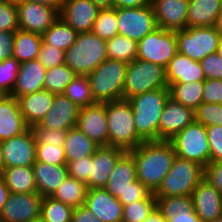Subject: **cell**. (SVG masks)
<instances>
[{"mask_svg":"<svg viewBox=\"0 0 222 222\" xmlns=\"http://www.w3.org/2000/svg\"><path fill=\"white\" fill-rule=\"evenodd\" d=\"M128 152L134 158L137 179L155 193L176 158L173 144L166 140L144 141Z\"/></svg>","mask_w":222,"mask_h":222,"instance_id":"cell-1","label":"cell"},{"mask_svg":"<svg viewBox=\"0 0 222 222\" xmlns=\"http://www.w3.org/2000/svg\"><path fill=\"white\" fill-rule=\"evenodd\" d=\"M169 88L155 89L128 99L132 106L137 134L144 141H158V126Z\"/></svg>","mask_w":222,"mask_h":222,"instance_id":"cell-2","label":"cell"},{"mask_svg":"<svg viewBox=\"0 0 222 222\" xmlns=\"http://www.w3.org/2000/svg\"><path fill=\"white\" fill-rule=\"evenodd\" d=\"M109 146L130 151L144 140L137 134L133 111L126 99L105 102Z\"/></svg>","mask_w":222,"mask_h":222,"instance_id":"cell-3","label":"cell"},{"mask_svg":"<svg viewBox=\"0 0 222 222\" xmlns=\"http://www.w3.org/2000/svg\"><path fill=\"white\" fill-rule=\"evenodd\" d=\"M107 58V41L93 32L78 33L75 43L65 51V64L80 76H87Z\"/></svg>","mask_w":222,"mask_h":222,"instance_id":"cell-4","label":"cell"},{"mask_svg":"<svg viewBox=\"0 0 222 222\" xmlns=\"http://www.w3.org/2000/svg\"><path fill=\"white\" fill-rule=\"evenodd\" d=\"M127 64L124 61L107 58L87 75L95 102L123 99Z\"/></svg>","mask_w":222,"mask_h":222,"instance_id":"cell-5","label":"cell"},{"mask_svg":"<svg viewBox=\"0 0 222 222\" xmlns=\"http://www.w3.org/2000/svg\"><path fill=\"white\" fill-rule=\"evenodd\" d=\"M203 177L204 167L176 156L154 196H191Z\"/></svg>","mask_w":222,"mask_h":222,"instance_id":"cell-6","label":"cell"},{"mask_svg":"<svg viewBox=\"0 0 222 222\" xmlns=\"http://www.w3.org/2000/svg\"><path fill=\"white\" fill-rule=\"evenodd\" d=\"M162 88H168V85L165 68L161 65L138 58L127 64L123 99Z\"/></svg>","mask_w":222,"mask_h":222,"instance_id":"cell-7","label":"cell"},{"mask_svg":"<svg viewBox=\"0 0 222 222\" xmlns=\"http://www.w3.org/2000/svg\"><path fill=\"white\" fill-rule=\"evenodd\" d=\"M221 37L216 26L186 27L176 31L178 52L201 61L217 52Z\"/></svg>","mask_w":222,"mask_h":222,"instance_id":"cell-8","label":"cell"},{"mask_svg":"<svg viewBox=\"0 0 222 222\" xmlns=\"http://www.w3.org/2000/svg\"><path fill=\"white\" fill-rule=\"evenodd\" d=\"M178 157L205 167L210 162L206 127L194 121L169 140Z\"/></svg>","mask_w":222,"mask_h":222,"instance_id":"cell-9","label":"cell"},{"mask_svg":"<svg viewBox=\"0 0 222 222\" xmlns=\"http://www.w3.org/2000/svg\"><path fill=\"white\" fill-rule=\"evenodd\" d=\"M177 52L176 31L156 28L138 42L137 58L166 68Z\"/></svg>","mask_w":222,"mask_h":222,"instance_id":"cell-10","label":"cell"},{"mask_svg":"<svg viewBox=\"0 0 222 222\" xmlns=\"http://www.w3.org/2000/svg\"><path fill=\"white\" fill-rule=\"evenodd\" d=\"M118 35L139 42L158 28L152 4L138 8H116Z\"/></svg>","mask_w":222,"mask_h":222,"instance_id":"cell-11","label":"cell"},{"mask_svg":"<svg viewBox=\"0 0 222 222\" xmlns=\"http://www.w3.org/2000/svg\"><path fill=\"white\" fill-rule=\"evenodd\" d=\"M19 29L42 35L58 18L60 8L49 7L30 0L16 4Z\"/></svg>","mask_w":222,"mask_h":222,"instance_id":"cell-12","label":"cell"},{"mask_svg":"<svg viewBox=\"0 0 222 222\" xmlns=\"http://www.w3.org/2000/svg\"><path fill=\"white\" fill-rule=\"evenodd\" d=\"M42 196L37 192L10 193L2 212V222H33L41 217Z\"/></svg>","mask_w":222,"mask_h":222,"instance_id":"cell-13","label":"cell"},{"mask_svg":"<svg viewBox=\"0 0 222 222\" xmlns=\"http://www.w3.org/2000/svg\"><path fill=\"white\" fill-rule=\"evenodd\" d=\"M1 143L6 167L33 166L36 161V140L31 128Z\"/></svg>","mask_w":222,"mask_h":222,"instance_id":"cell-14","label":"cell"},{"mask_svg":"<svg viewBox=\"0 0 222 222\" xmlns=\"http://www.w3.org/2000/svg\"><path fill=\"white\" fill-rule=\"evenodd\" d=\"M107 126L105 102L80 108L76 127L99 146H109Z\"/></svg>","mask_w":222,"mask_h":222,"instance_id":"cell-15","label":"cell"},{"mask_svg":"<svg viewBox=\"0 0 222 222\" xmlns=\"http://www.w3.org/2000/svg\"><path fill=\"white\" fill-rule=\"evenodd\" d=\"M195 121V111L168 98L158 126V141H169L187 125Z\"/></svg>","mask_w":222,"mask_h":222,"instance_id":"cell-16","label":"cell"},{"mask_svg":"<svg viewBox=\"0 0 222 222\" xmlns=\"http://www.w3.org/2000/svg\"><path fill=\"white\" fill-rule=\"evenodd\" d=\"M99 9L92 0H63L59 16L77 33L92 32Z\"/></svg>","mask_w":222,"mask_h":222,"instance_id":"cell-17","label":"cell"},{"mask_svg":"<svg viewBox=\"0 0 222 222\" xmlns=\"http://www.w3.org/2000/svg\"><path fill=\"white\" fill-rule=\"evenodd\" d=\"M195 213L202 222H214L222 217V195L203 179L192 192Z\"/></svg>","mask_w":222,"mask_h":222,"instance_id":"cell-18","label":"cell"},{"mask_svg":"<svg viewBox=\"0 0 222 222\" xmlns=\"http://www.w3.org/2000/svg\"><path fill=\"white\" fill-rule=\"evenodd\" d=\"M80 108L64 94H55L52 106L38 124L49 129L69 130L76 127Z\"/></svg>","mask_w":222,"mask_h":222,"instance_id":"cell-19","label":"cell"},{"mask_svg":"<svg viewBox=\"0 0 222 222\" xmlns=\"http://www.w3.org/2000/svg\"><path fill=\"white\" fill-rule=\"evenodd\" d=\"M189 0H152L158 28L178 31L187 27Z\"/></svg>","mask_w":222,"mask_h":222,"instance_id":"cell-20","label":"cell"},{"mask_svg":"<svg viewBox=\"0 0 222 222\" xmlns=\"http://www.w3.org/2000/svg\"><path fill=\"white\" fill-rule=\"evenodd\" d=\"M84 205L102 222H122L123 205L105 188L88 189Z\"/></svg>","mask_w":222,"mask_h":222,"instance_id":"cell-21","label":"cell"},{"mask_svg":"<svg viewBox=\"0 0 222 222\" xmlns=\"http://www.w3.org/2000/svg\"><path fill=\"white\" fill-rule=\"evenodd\" d=\"M125 152V150L114 146H99L93 154L91 177L86 184L87 188H105L111 171Z\"/></svg>","mask_w":222,"mask_h":222,"instance_id":"cell-22","label":"cell"},{"mask_svg":"<svg viewBox=\"0 0 222 222\" xmlns=\"http://www.w3.org/2000/svg\"><path fill=\"white\" fill-rule=\"evenodd\" d=\"M156 208L166 222H202L191 196H155Z\"/></svg>","mask_w":222,"mask_h":222,"instance_id":"cell-23","label":"cell"},{"mask_svg":"<svg viewBox=\"0 0 222 222\" xmlns=\"http://www.w3.org/2000/svg\"><path fill=\"white\" fill-rule=\"evenodd\" d=\"M165 78L168 87L174 83L205 81L200 61L192 60L179 52L165 68Z\"/></svg>","mask_w":222,"mask_h":222,"instance_id":"cell-24","label":"cell"},{"mask_svg":"<svg viewBox=\"0 0 222 222\" xmlns=\"http://www.w3.org/2000/svg\"><path fill=\"white\" fill-rule=\"evenodd\" d=\"M45 74L46 69L38 59L21 63L10 95L18 98L43 89Z\"/></svg>","mask_w":222,"mask_h":222,"instance_id":"cell-25","label":"cell"},{"mask_svg":"<svg viewBox=\"0 0 222 222\" xmlns=\"http://www.w3.org/2000/svg\"><path fill=\"white\" fill-rule=\"evenodd\" d=\"M54 97L55 94L41 89L17 98L21 114L29 128L40 123L52 106Z\"/></svg>","mask_w":222,"mask_h":222,"instance_id":"cell-26","label":"cell"},{"mask_svg":"<svg viewBox=\"0 0 222 222\" xmlns=\"http://www.w3.org/2000/svg\"><path fill=\"white\" fill-rule=\"evenodd\" d=\"M28 128L18 99L9 95L0 103V142L20 135Z\"/></svg>","mask_w":222,"mask_h":222,"instance_id":"cell-27","label":"cell"},{"mask_svg":"<svg viewBox=\"0 0 222 222\" xmlns=\"http://www.w3.org/2000/svg\"><path fill=\"white\" fill-rule=\"evenodd\" d=\"M32 168L37 193L42 197H51L68 176L67 165H52L35 161Z\"/></svg>","mask_w":222,"mask_h":222,"instance_id":"cell-28","label":"cell"},{"mask_svg":"<svg viewBox=\"0 0 222 222\" xmlns=\"http://www.w3.org/2000/svg\"><path fill=\"white\" fill-rule=\"evenodd\" d=\"M137 180L133 156L126 151L116 162L105 189L115 198L124 195L130 184Z\"/></svg>","mask_w":222,"mask_h":222,"instance_id":"cell-29","label":"cell"},{"mask_svg":"<svg viewBox=\"0 0 222 222\" xmlns=\"http://www.w3.org/2000/svg\"><path fill=\"white\" fill-rule=\"evenodd\" d=\"M221 15L220 0H189L187 27L216 26Z\"/></svg>","mask_w":222,"mask_h":222,"instance_id":"cell-30","label":"cell"},{"mask_svg":"<svg viewBox=\"0 0 222 222\" xmlns=\"http://www.w3.org/2000/svg\"><path fill=\"white\" fill-rule=\"evenodd\" d=\"M63 147L66 163H68L80 158L93 156L99 145L77 127H74L67 131Z\"/></svg>","mask_w":222,"mask_h":222,"instance_id":"cell-31","label":"cell"},{"mask_svg":"<svg viewBox=\"0 0 222 222\" xmlns=\"http://www.w3.org/2000/svg\"><path fill=\"white\" fill-rule=\"evenodd\" d=\"M42 36L38 33L18 29L14 34L13 55L20 64L38 59Z\"/></svg>","mask_w":222,"mask_h":222,"instance_id":"cell-32","label":"cell"},{"mask_svg":"<svg viewBox=\"0 0 222 222\" xmlns=\"http://www.w3.org/2000/svg\"><path fill=\"white\" fill-rule=\"evenodd\" d=\"M1 177L5 180L10 193L37 192L32 166L6 167Z\"/></svg>","mask_w":222,"mask_h":222,"instance_id":"cell-33","label":"cell"},{"mask_svg":"<svg viewBox=\"0 0 222 222\" xmlns=\"http://www.w3.org/2000/svg\"><path fill=\"white\" fill-rule=\"evenodd\" d=\"M77 35L78 33L59 16L41 35L42 44H49L66 51L75 43Z\"/></svg>","mask_w":222,"mask_h":222,"instance_id":"cell-34","label":"cell"},{"mask_svg":"<svg viewBox=\"0 0 222 222\" xmlns=\"http://www.w3.org/2000/svg\"><path fill=\"white\" fill-rule=\"evenodd\" d=\"M168 88L170 98L194 111L202 103L204 81L174 83Z\"/></svg>","mask_w":222,"mask_h":222,"instance_id":"cell-35","label":"cell"},{"mask_svg":"<svg viewBox=\"0 0 222 222\" xmlns=\"http://www.w3.org/2000/svg\"><path fill=\"white\" fill-rule=\"evenodd\" d=\"M87 190L85 183L67 176L51 197L72 208H77L85 204Z\"/></svg>","mask_w":222,"mask_h":222,"instance_id":"cell-36","label":"cell"},{"mask_svg":"<svg viewBox=\"0 0 222 222\" xmlns=\"http://www.w3.org/2000/svg\"><path fill=\"white\" fill-rule=\"evenodd\" d=\"M138 42L128 37L116 35L107 41L108 59L130 63L137 58Z\"/></svg>","mask_w":222,"mask_h":222,"instance_id":"cell-37","label":"cell"},{"mask_svg":"<svg viewBox=\"0 0 222 222\" xmlns=\"http://www.w3.org/2000/svg\"><path fill=\"white\" fill-rule=\"evenodd\" d=\"M76 76L66 64L48 68L46 69L43 89L53 94H63L66 86H68Z\"/></svg>","mask_w":222,"mask_h":222,"instance_id":"cell-38","label":"cell"},{"mask_svg":"<svg viewBox=\"0 0 222 222\" xmlns=\"http://www.w3.org/2000/svg\"><path fill=\"white\" fill-rule=\"evenodd\" d=\"M63 94L79 108L96 103L93 99L88 76L77 75L71 83L66 86Z\"/></svg>","mask_w":222,"mask_h":222,"instance_id":"cell-39","label":"cell"},{"mask_svg":"<svg viewBox=\"0 0 222 222\" xmlns=\"http://www.w3.org/2000/svg\"><path fill=\"white\" fill-rule=\"evenodd\" d=\"M73 210L71 206L52 197H43L40 219L44 222H71Z\"/></svg>","mask_w":222,"mask_h":222,"instance_id":"cell-40","label":"cell"},{"mask_svg":"<svg viewBox=\"0 0 222 222\" xmlns=\"http://www.w3.org/2000/svg\"><path fill=\"white\" fill-rule=\"evenodd\" d=\"M156 209V197L150 193L145 199L123 206L122 222H143Z\"/></svg>","mask_w":222,"mask_h":222,"instance_id":"cell-41","label":"cell"},{"mask_svg":"<svg viewBox=\"0 0 222 222\" xmlns=\"http://www.w3.org/2000/svg\"><path fill=\"white\" fill-rule=\"evenodd\" d=\"M92 32L106 41L118 35L116 8L99 10Z\"/></svg>","mask_w":222,"mask_h":222,"instance_id":"cell-42","label":"cell"},{"mask_svg":"<svg viewBox=\"0 0 222 222\" xmlns=\"http://www.w3.org/2000/svg\"><path fill=\"white\" fill-rule=\"evenodd\" d=\"M195 121L205 127L222 126V105L202 102L195 110Z\"/></svg>","mask_w":222,"mask_h":222,"instance_id":"cell-43","label":"cell"},{"mask_svg":"<svg viewBox=\"0 0 222 222\" xmlns=\"http://www.w3.org/2000/svg\"><path fill=\"white\" fill-rule=\"evenodd\" d=\"M19 66L20 63L14 57L0 61V89L9 95L15 85Z\"/></svg>","mask_w":222,"mask_h":222,"instance_id":"cell-44","label":"cell"},{"mask_svg":"<svg viewBox=\"0 0 222 222\" xmlns=\"http://www.w3.org/2000/svg\"><path fill=\"white\" fill-rule=\"evenodd\" d=\"M36 161L52 165H67L64 147L53 144H36Z\"/></svg>","mask_w":222,"mask_h":222,"instance_id":"cell-45","label":"cell"},{"mask_svg":"<svg viewBox=\"0 0 222 222\" xmlns=\"http://www.w3.org/2000/svg\"><path fill=\"white\" fill-rule=\"evenodd\" d=\"M36 144H53L63 146L68 130L49 129L40 127L38 124L31 127Z\"/></svg>","mask_w":222,"mask_h":222,"instance_id":"cell-46","label":"cell"},{"mask_svg":"<svg viewBox=\"0 0 222 222\" xmlns=\"http://www.w3.org/2000/svg\"><path fill=\"white\" fill-rule=\"evenodd\" d=\"M18 29L16 3L0 0V31H16Z\"/></svg>","mask_w":222,"mask_h":222,"instance_id":"cell-47","label":"cell"},{"mask_svg":"<svg viewBox=\"0 0 222 222\" xmlns=\"http://www.w3.org/2000/svg\"><path fill=\"white\" fill-rule=\"evenodd\" d=\"M92 163L93 156H88L68 162V176L87 184L91 177Z\"/></svg>","mask_w":222,"mask_h":222,"instance_id":"cell-48","label":"cell"},{"mask_svg":"<svg viewBox=\"0 0 222 222\" xmlns=\"http://www.w3.org/2000/svg\"><path fill=\"white\" fill-rule=\"evenodd\" d=\"M38 60L45 69L65 64V51L49 44H41Z\"/></svg>","mask_w":222,"mask_h":222,"instance_id":"cell-49","label":"cell"},{"mask_svg":"<svg viewBox=\"0 0 222 222\" xmlns=\"http://www.w3.org/2000/svg\"><path fill=\"white\" fill-rule=\"evenodd\" d=\"M210 149V162L222 161V126L206 127Z\"/></svg>","mask_w":222,"mask_h":222,"instance_id":"cell-50","label":"cell"},{"mask_svg":"<svg viewBox=\"0 0 222 222\" xmlns=\"http://www.w3.org/2000/svg\"><path fill=\"white\" fill-rule=\"evenodd\" d=\"M205 79L222 80V58L216 53L200 61Z\"/></svg>","mask_w":222,"mask_h":222,"instance_id":"cell-51","label":"cell"},{"mask_svg":"<svg viewBox=\"0 0 222 222\" xmlns=\"http://www.w3.org/2000/svg\"><path fill=\"white\" fill-rule=\"evenodd\" d=\"M151 192L138 179L130 184L124 195H120L117 199L122 205L133 203L137 200L145 199Z\"/></svg>","mask_w":222,"mask_h":222,"instance_id":"cell-52","label":"cell"},{"mask_svg":"<svg viewBox=\"0 0 222 222\" xmlns=\"http://www.w3.org/2000/svg\"><path fill=\"white\" fill-rule=\"evenodd\" d=\"M202 102L222 105V80L205 79Z\"/></svg>","mask_w":222,"mask_h":222,"instance_id":"cell-53","label":"cell"},{"mask_svg":"<svg viewBox=\"0 0 222 222\" xmlns=\"http://www.w3.org/2000/svg\"><path fill=\"white\" fill-rule=\"evenodd\" d=\"M222 195V161L209 162L204 167V177Z\"/></svg>","mask_w":222,"mask_h":222,"instance_id":"cell-54","label":"cell"},{"mask_svg":"<svg viewBox=\"0 0 222 222\" xmlns=\"http://www.w3.org/2000/svg\"><path fill=\"white\" fill-rule=\"evenodd\" d=\"M15 31H0V61L12 57Z\"/></svg>","mask_w":222,"mask_h":222,"instance_id":"cell-55","label":"cell"},{"mask_svg":"<svg viewBox=\"0 0 222 222\" xmlns=\"http://www.w3.org/2000/svg\"><path fill=\"white\" fill-rule=\"evenodd\" d=\"M71 222H102L85 205L74 208Z\"/></svg>","mask_w":222,"mask_h":222,"instance_id":"cell-56","label":"cell"},{"mask_svg":"<svg viewBox=\"0 0 222 222\" xmlns=\"http://www.w3.org/2000/svg\"><path fill=\"white\" fill-rule=\"evenodd\" d=\"M152 4V0H113V8H138Z\"/></svg>","mask_w":222,"mask_h":222,"instance_id":"cell-57","label":"cell"},{"mask_svg":"<svg viewBox=\"0 0 222 222\" xmlns=\"http://www.w3.org/2000/svg\"><path fill=\"white\" fill-rule=\"evenodd\" d=\"M9 195H10L9 188L6 185L5 180L0 176V215Z\"/></svg>","mask_w":222,"mask_h":222,"instance_id":"cell-58","label":"cell"},{"mask_svg":"<svg viewBox=\"0 0 222 222\" xmlns=\"http://www.w3.org/2000/svg\"><path fill=\"white\" fill-rule=\"evenodd\" d=\"M99 10L113 8V0H92Z\"/></svg>","mask_w":222,"mask_h":222,"instance_id":"cell-59","label":"cell"},{"mask_svg":"<svg viewBox=\"0 0 222 222\" xmlns=\"http://www.w3.org/2000/svg\"><path fill=\"white\" fill-rule=\"evenodd\" d=\"M143 222H166L157 208Z\"/></svg>","mask_w":222,"mask_h":222,"instance_id":"cell-60","label":"cell"},{"mask_svg":"<svg viewBox=\"0 0 222 222\" xmlns=\"http://www.w3.org/2000/svg\"><path fill=\"white\" fill-rule=\"evenodd\" d=\"M42 5H46L54 8H61V4L63 0H30Z\"/></svg>","mask_w":222,"mask_h":222,"instance_id":"cell-61","label":"cell"},{"mask_svg":"<svg viewBox=\"0 0 222 222\" xmlns=\"http://www.w3.org/2000/svg\"><path fill=\"white\" fill-rule=\"evenodd\" d=\"M4 168H5V163L3 158L2 146L0 143V176L2 175Z\"/></svg>","mask_w":222,"mask_h":222,"instance_id":"cell-62","label":"cell"},{"mask_svg":"<svg viewBox=\"0 0 222 222\" xmlns=\"http://www.w3.org/2000/svg\"><path fill=\"white\" fill-rule=\"evenodd\" d=\"M216 28L218 29V31L220 32L222 36V15L218 18Z\"/></svg>","mask_w":222,"mask_h":222,"instance_id":"cell-63","label":"cell"},{"mask_svg":"<svg viewBox=\"0 0 222 222\" xmlns=\"http://www.w3.org/2000/svg\"><path fill=\"white\" fill-rule=\"evenodd\" d=\"M9 96V94L7 92H5L4 90L0 89V103L5 100V98H7Z\"/></svg>","mask_w":222,"mask_h":222,"instance_id":"cell-64","label":"cell"},{"mask_svg":"<svg viewBox=\"0 0 222 222\" xmlns=\"http://www.w3.org/2000/svg\"><path fill=\"white\" fill-rule=\"evenodd\" d=\"M217 54L222 58V37L220 39L219 47L217 49Z\"/></svg>","mask_w":222,"mask_h":222,"instance_id":"cell-65","label":"cell"},{"mask_svg":"<svg viewBox=\"0 0 222 222\" xmlns=\"http://www.w3.org/2000/svg\"><path fill=\"white\" fill-rule=\"evenodd\" d=\"M3 1H7V2H13V3H19V2H21V1H23V0H3Z\"/></svg>","mask_w":222,"mask_h":222,"instance_id":"cell-66","label":"cell"},{"mask_svg":"<svg viewBox=\"0 0 222 222\" xmlns=\"http://www.w3.org/2000/svg\"><path fill=\"white\" fill-rule=\"evenodd\" d=\"M214 222H222V217L217 219V220H215Z\"/></svg>","mask_w":222,"mask_h":222,"instance_id":"cell-67","label":"cell"},{"mask_svg":"<svg viewBox=\"0 0 222 222\" xmlns=\"http://www.w3.org/2000/svg\"><path fill=\"white\" fill-rule=\"evenodd\" d=\"M33 222H44V221H42L41 219H39V220H36V221H33Z\"/></svg>","mask_w":222,"mask_h":222,"instance_id":"cell-68","label":"cell"}]
</instances>
